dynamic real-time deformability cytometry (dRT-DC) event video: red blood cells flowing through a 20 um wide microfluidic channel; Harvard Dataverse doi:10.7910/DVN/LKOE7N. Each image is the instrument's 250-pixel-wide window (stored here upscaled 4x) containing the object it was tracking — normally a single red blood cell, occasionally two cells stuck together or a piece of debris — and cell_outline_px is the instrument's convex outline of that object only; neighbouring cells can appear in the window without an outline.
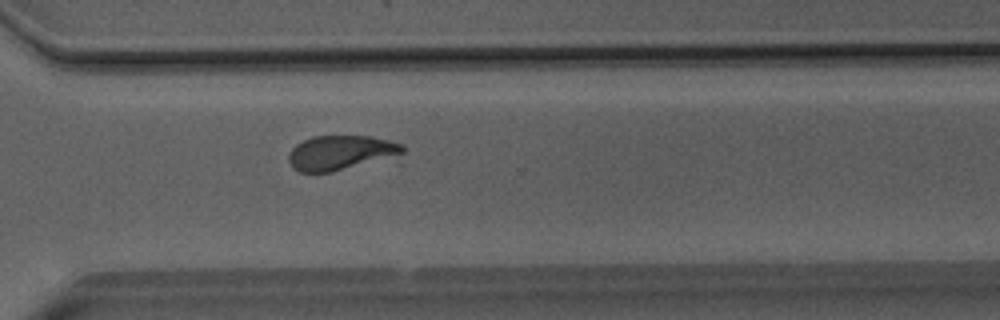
{"species": "Egyptian fruit bat (a non-hibernating species)", "species_latin": "Rousettus aegyptiacus", "temperature_condition": "room temperature", "stored_images_in_passage": 30, "camera_frame_rate_fps": 3000, "um_per_image_px": 0.085, "animal": {"sex": "male"}, "frame": {"image": 1, "passage_image": 22, "time_ms": 7.0, "image_size_px": [1000, 320], "cell_outline_px": [[404, 152], [400, 164], [332, 172], [300, 172], [292, 168], [288, 160], [288, 156], [292, 148], [296, 144], [312, 136], [372, 136], [404, 144]], "centroid_in_image_um": [29.25, 13.06], "position_along_channel_um": 341.3, "area_um2": 25.32}}
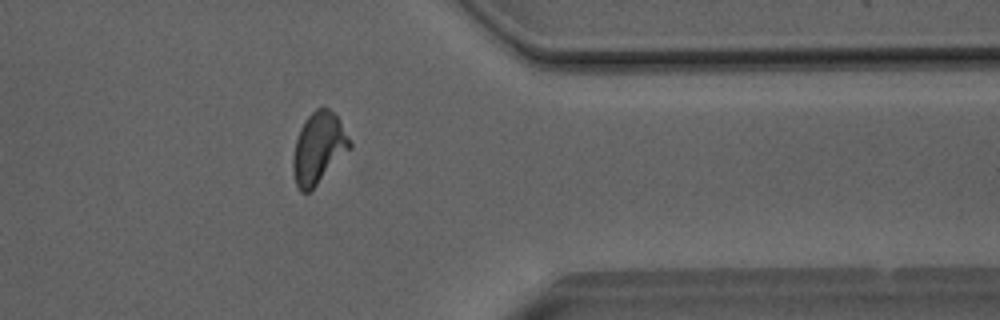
{"frame": {"image": 2, "passage_image": 26, "time_ms": 8.333, "image_size_px": [1000, 320], "cell_outline_px": [[352, 148], [308, 192], [300, 192], [296, 184], [292, 168], [292, 160], [296, 140], [300, 128], [304, 120], [316, 108], [328, 108], [336, 116], [352, 144]], "centroid_in_image_um": [27.06, 12.58], "position_along_channel_um": 384.3, "area_um2": 23.12}, "authors_computed_cell_mechanics": {"area_um2": 23.2067, "velocity_mm_per_s": 4.0397, "shape_relaxation_time_tau1_ms": 3.7154, "shape_relaxation_time_tau2_ms": null, "deformation_change_tau1": 0.1453, "deformation_change_tau2": null}}